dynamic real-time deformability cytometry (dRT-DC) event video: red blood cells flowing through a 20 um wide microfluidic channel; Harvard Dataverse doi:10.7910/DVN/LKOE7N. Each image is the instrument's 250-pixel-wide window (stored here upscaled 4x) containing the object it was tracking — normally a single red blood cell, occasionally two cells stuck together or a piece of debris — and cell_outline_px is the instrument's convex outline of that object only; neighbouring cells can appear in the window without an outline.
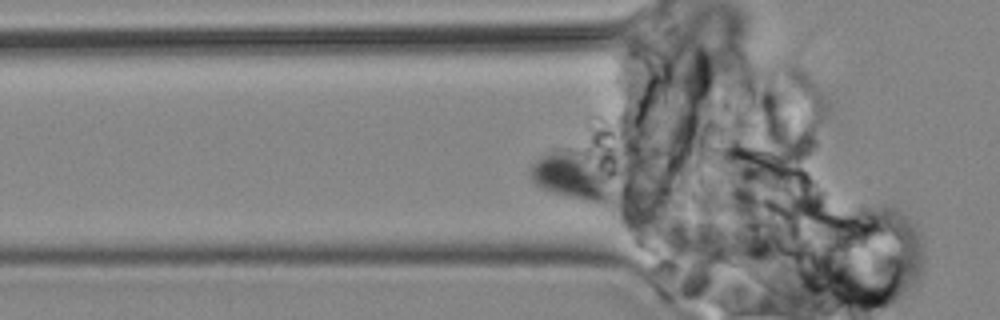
{"species": "common noctule bat (a hibernating species)", "species_latin": "Nyctalus noctula", "temperature_condition": "cold", "stored_images_in_passage": 3, "camera_frame_rate_fps": 3000, "um_per_image_px": 0.085, "animal": {"sex": "male", "body_mass_g": 19.2, "forearm_length_mm": 51.8}, "frame": {"image": 1, "passage_image": 2, "time_ms": 1.0, "image_size_px": [1000, 320], "cell_outline_px": [[620, 196], [612, 204], [596, 204], [552, 192], [536, 184], [532, 180], [532, 164], [536, 160], [544, 156], [572, 148], [580, 148], [620, 192]], "centroid_in_image_um": [48.8, 15.06], "position_along_channel_um": 77.0, "area_um2": 22.83}}